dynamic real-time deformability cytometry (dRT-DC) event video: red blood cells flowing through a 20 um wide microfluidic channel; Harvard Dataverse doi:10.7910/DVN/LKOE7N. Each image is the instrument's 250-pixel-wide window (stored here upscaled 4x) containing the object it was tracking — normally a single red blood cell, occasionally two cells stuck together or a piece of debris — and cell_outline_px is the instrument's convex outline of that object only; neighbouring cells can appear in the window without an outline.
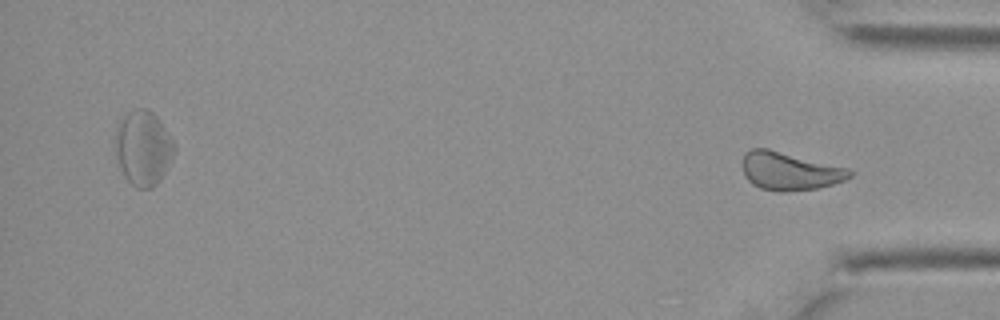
{"species": "Egyptian fruit bat (a non-hibernating species)", "species_latin": "Rousettus aegyptiacus", "temperature_condition": "cold", "stored_images_in_passage": 38, "segment_of_instrument_passage": [2, 2], "camera_frame_rate_fps": 3000, "um_per_image_px": 0.085, "animal": {"sex": "female"}, "frame": {"image": 1, "passage_image": 38, "time_ms": 12.333, "image_size_px": [1000, 320], "cell_outline_px": [[852, 176], [844, 180], [820, 188], [788, 192], [776, 192], [760, 188], [752, 184], [744, 176], [744, 152], [752, 148], [768, 148], [848, 168], [852, 172]], "centroid_in_image_um": [67.12, 14.56], "position_along_channel_um": 368.1, "area_um2": 23.87}}